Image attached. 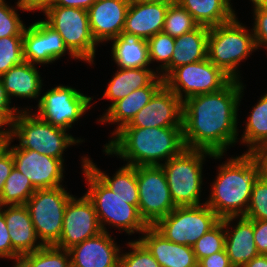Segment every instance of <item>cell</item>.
<instances>
[{"mask_svg": "<svg viewBox=\"0 0 267 267\" xmlns=\"http://www.w3.org/2000/svg\"><path fill=\"white\" fill-rule=\"evenodd\" d=\"M244 88L242 80L232 79L219 91L183 101L185 148L226 154L238 142V110Z\"/></svg>", "mask_w": 267, "mask_h": 267, "instance_id": "1", "label": "cell"}, {"mask_svg": "<svg viewBox=\"0 0 267 267\" xmlns=\"http://www.w3.org/2000/svg\"><path fill=\"white\" fill-rule=\"evenodd\" d=\"M103 148L106 155L119 156L136 167L161 166L185 145L182 127L122 128Z\"/></svg>", "mask_w": 267, "mask_h": 267, "instance_id": "2", "label": "cell"}, {"mask_svg": "<svg viewBox=\"0 0 267 267\" xmlns=\"http://www.w3.org/2000/svg\"><path fill=\"white\" fill-rule=\"evenodd\" d=\"M225 162V163H224ZM218 167L206 204L222 219L245 216L259 165L249 153L229 157Z\"/></svg>", "mask_w": 267, "mask_h": 267, "instance_id": "3", "label": "cell"}, {"mask_svg": "<svg viewBox=\"0 0 267 267\" xmlns=\"http://www.w3.org/2000/svg\"><path fill=\"white\" fill-rule=\"evenodd\" d=\"M82 173L87 181L86 196L94 205L100 226L109 232L105 225L117 228L121 233L142 234L149 226L141 217L138 207L115 194L85 165L86 156L81 157ZM122 230V231H121Z\"/></svg>", "mask_w": 267, "mask_h": 267, "instance_id": "4", "label": "cell"}, {"mask_svg": "<svg viewBox=\"0 0 267 267\" xmlns=\"http://www.w3.org/2000/svg\"><path fill=\"white\" fill-rule=\"evenodd\" d=\"M221 159L224 154L184 148L178 155L161 165L174 205L196 206L201 203L203 164L205 158Z\"/></svg>", "mask_w": 267, "mask_h": 267, "instance_id": "5", "label": "cell"}, {"mask_svg": "<svg viewBox=\"0 0 267 267\" xmlns=\"http://www.w3.org/2000/svg\"><path fill=\"white\" fill-rule=\"evenodd\" d=\"M256 50L252 29L248 30L237 17L209 28L207 58L232 79L241 80L239 63Z\"/></svg>", "mask_w": 267, "mask_h": 267, "instance_id": "6", "label": "cell"}, {"mask_svg": "<svg viewBox=\"0 0 267 267\" xmlns=\"http://www.w3.org/2000/svg\"><path fill=\"white\" fill-rule=\"evenodd\" d=\"M31 110L30 108L28 111H19L14 118L12 139L16 138L23 149L33 150L64 162V151L70 146L80 144L83 139H77L68 134L66 129L41 120Z\"/></svg>", "mask_w": 267, "mask_h": 267, "instance_id": "7", "label": "cell"}, {"mask_svg": "<svg viewBox=\"0 0 267 267\" xmlns=\"http://www.w3.org/2000/svg\"><path fill=\"white\" fill-rule=\"evenodd\" d=\"M43 19L62 37L68 50L79 60L95 64L97 43L89 27L88 11L63 6H46Z\"/></svg>", "mask_w": 267, "mask_h": 267, "instance_id": "8", "label": "cell"}, {"mask_svg": "<svg viewBox=\"0 0 267 267\" xmlns=\"http://www.w3.org/2000/svg\"><path fill=\"white\" fill-rule=\"evenodd\" d=\"M221 218L206 204L177 206L153 227L173 243L192 246L215 227Z\"/></svg>", "mask_w": 267, "mask_h": 267, "instance_id": "9", "label": "cell"}, {"mask_svg": "<svg viewBox=\"0 0 267 267\" xmlns=\"http://www.w3.org/2000/svg\"><path fill=\"white\" fill-rule=\"evenodd\" d=\"M72 196L66 187L59 186L37 189L26 202L37 237L44 246L59 241L66 205Z\"/></svg>", "mask_w": 267, "mask_h": 267, "instance_id": "10", "label": "cell"}, {"mask_svg": "<svg viewBox=\"0 0 267 267\" xmlns=\"http://www.w3.org/2000/svg\"><path fill=\"white\" fill-rule=\"evenodd\" d=\"M231 80L206 58L173 69L164 78V84L183 102L187 98L219 91Z\"/></svg>", "mask_w": 267, "mask_h": 267, "instance_id": "11", "label": "cell"}, {"mask_svg": "<svg viewBox=\"0 0 267 267\" xmlns=\"http://www.w3.org/2000/svg\"><path fill=\"white\" fill-rule=\"evenodd\" d=\"M93 98L71 86L59 84L42 94L35 114L41 120L68 131L91 109Z\"/></svg>", "mask_w": 267, "mask_h": 267, "instance_id": "12", "label": "cell"}, {"mask_svg": "<svg viewBox=\"0 0 267 267\" xmlns=\"http://www.w3.org/2000/svg\"><path fill=\"white\" fill-rule=\"evenodd\" d=\"M136 179L140 215L149 226H153L176 207L165 173L161 166H136Z\"/></svg>", "mask_w": 267, "mask_h": 267, "instance_id": "13", "label": "cell"}, {"mask_svg": "<svg viewBox=\"0 0 267 267\" xmlns=\"http://www.w3.org/2000/svg\"><path fill=\"white\" fill-rule=\"evenodd\" d=\"M101 232L103 230L91 200L85 193L80 198L73 195L66 205L60 239L54 246L68 250Z\"/></svg>", "mask_w": 267, "mask_h": 267, "instance_id": "14", "label": "cell"}, {"mask_svg": "<svg viewBox=\"0 0 267 267\" xmlns=\"http://www.w3.org/2000/svg\"><path fill=\"white\" fill-rule=\"evenodd\" d=\"M9 143L8 149L14 159V168L25 175L37 189L56 188L64 180V162L36 151L23 149L18 144Z\"/></svg>", "mask_w": 267, "mask_h": 267, "instance_id": "15", "label": "cell"}, {"mask_svg": "<svg viewBox=\"0 0 267 267\" xmlns=\"http://www.w3.org/2000/svg\"><path fill=\"white\" fill-rule=\"evenodd\" d=\"M183 102L165 84L123 128L182 127Z\"/></svg>", "mask_w": 267, "mask_h": 267, "instance_id": "16", "label": "cell"}, {"mask_svg": "<svg viewBox=\"0 0 267 267\" xmlns=\"http://www.w3.org/2000/svg\"><path fill=\"white\" fill-rule=\"evenodd\" d=\"M129 6L127 0H97L87 10L90 31L98 46L123 32Z\"/></svg>", "mask_w": 267, "mask_h": 267, "instance_id": "17", "label": "cell"}, {"mask_svg": "<svg viewBox=\"0 0 267 267\" xmlns=\"http://www.w3.org/2000/svg\"><path fill=\"white\" fill-rule=\"evenodd\" d=\"M109 233L103 231L68 249L71 267H119L121 248Z\"/></svg>", "mask_w": 267, "mask_h": 267, "instance_id": "18", "label": "cell"}, {"mask_svg": "<svg viewBox=\"0 0 267 267\" xmlns=\"http://www.w3.org/2000/svg\"><path fill=\"white\" fill-rule=\"evenodd\" d=\"M237 219V220H236ZM237 224H233L235 221ZM225 228V249L233 267H243L259 255L254 241V220L239 217L222 218Z\"/></svg>", "mask_w": 267, "mask_h": 267, "instance_id": "19", "label": "cell"}, {"mask_svg": "<svg viewBox=\"0 0 267 267\" xmlns=\"http://www.w3.org/2000/svg\"><path fill=\"white\" fill-rule=\"evenodd\" d=\"M138 240L161 267H198L192 246L169 241L153 226H148Z\"/></svg>", "mask_w": 267, "mask_h": 267, "instance_id": "20", "label": "cell"}, {"mask_svg": "<svg viewBox=\"0 0 267 267\" xmlns=\"http://www.w3.org/2000/svg\"><path fill=\"white\" fill-rule=\"evenodd\" d=\"M172 2H141L130 4L123 32L148 40L162 32L167 9Z\"/></svg>", "mask_w": 267, "mask_h": 267, "instance_id": "21", "label": "cell"}, {"mask_svg": "<svg viewBox=\"0 0 267 267\" xmlns=\"http://www.w3.org/2000/svg\"><path fill=\"white\" fill-rule=\"evenodd\" d=\"M164 85V79L159 75L149 86L132 91L128 96L115 102L97 120L100 123L116 124V129L110 139L124 126L128 125L134 116L152 99L154 94Z\"/></svg>", "mask_w": 267, "mask_h": 267, "instance_id": "22", "label": "cell"}, {"mask_svg": "<svg viewBox=\"0 0 267 267\" xmlns=\"http://www.w3.org/2000/svg\"><path fill=\"white\" fill-rule=\"evenodd\" d=\"M0 211L4 214L12 247L20 256L32 253L44 246L37 237L25 204L2 206Z\"/></svg>", "mask_w": 267, "mask_h": 267, "instance_id": "23", "label": "cell"}, {"mask_svg": "<svg viewBox=\"0 0 267 267\" xmlns=\"http://www.w3.org/2000/svg\"><path fill=\"white\" fill-rule=\"evenodd\" d=\"M209 28L198 25L194 30L174 38L171 63L159 74L163 79L175 68L207 58Z\"/></svg>", "mask_w": 267, "mask_h": 267, "instance_id": "24", "label": "cell"}, {"mask_svg": "<svg viewBox=\"0 0 267 267\" xmlns=\"http://www.w3.org/2000/svg\"><path fill=\"white\" fill-rule=\"evenodd\" d=\"M35 64L23 61L21 64L13 66L2 76L4 88L10 98L38 99L42 94L43 80ZM12 97V98H11Z\"/></svg>", "mask_w": 267, "mask_h": 267, "instance_id": "25", "label": "cell"}, {"mask_svg": "<svg viewBox=\"0 0 267 267\" xmlns=\"http://www.w3.org/2000/svg\"><path fill=\"white\" fill-rule=\"evenodd\" d=\"M159 73L150 67L118 68L108 82L102 98L111 101L108 109L117 101L128 96L132 91L149 86Z\"/></svg>", "mask_w": 267, "mask_h": 267, "instance_id": "26", "label": "cell"}, {"mask_svg": "<svg viewBox=\"0 0 267 267\" xmlns=\"http://www.w3.org/2000/svg\"><path fill=\"white\" fill-rule=\"evenodd\" d=\"M111 58L117 68L150 67L147 40L134 34L122 32L111 40Z\"/></svg>", "mask_w": 267, "mask_h": 267, "instance_id": "27", "label": "cell"}, {"mask_svg": "<svg viewBox=\"0 0 267 267\" xmlns=\"http://www.w3.org/2000/svg\"><path fill=\"white\" fill-rule=\"evenodd\" d=\"M200 26L214 27L231 21L237 14L231 0H175Z\"/></svg>", "mask_w": 267, "mask_h": 267, "instance_id": "28", "label": "cell"}, {"mask_svg": "<svg viewBox=\"0 0 267 267\" xmlns=\"http://www.w3.org/2000/svg\"><path fill=\"white\" fill-rule=\"evenodd\" d=\"M85 165L115 194L126 200H131V205L138 207L139 191L136 179V167L123 164L111 177L97 167L93 161L86 156Z\"/></svg>", "mask_w": 267, "mask_h": 267, "instance_id": "29", "label": "cell"}, {"mask_svg": "<svg viewBox=\"0 0 267 267\" xmlns=\"http://www.w3.org/2000/svg\"><path fill=\"white\" fill-rule=\"evenodd\" d=\"M245 124L243 134L238 139L241 144H247L248 153L254 147L267 142V92L252 107Z\"/></svg>", "mask_w": 267, "mask_h": 267, "instance_id": "30", "label": "cell"}, {"mask_svg": "<svg viewBox=\"0 0 267 267\" xmlns=\"http://www.w3.org/2000/svg\"><path fill=\"white\" fill-rule=\"evenodd\" d=\"M17 267H71L70 253L54 245L43 246L22 255Z\"/></svg>", "mask_w": 267, "mask_h": 267, "instance_id": "31", "label": "cell"}, {"mask_svg": "<svg viewBox=\"0 0 267 267\" xmlns=\"http://www.w3.org/2000/svg\"><path fill=\"white\" fill-rule=\"evenodd\" d=\"M36 189L30 180L20 171L13 168L6 179L0 197V207L8 205H23L34 194Z\"/></svg>", "mask_w": 267, "mask_h": 267, "instance_id": "32", "label": "cell"}, {"mask_svg": "<svg viewBox=\"0 0 267 267\" xmlns=\"http://www.w3.org/2000/svg\"><path fill=\"white\" fill-rule=\"evenodd\" d=\"M23 59L35 65L49 64L47 39L33 24L23 32Z\"/></svg>", "mask_w": 267, "mask_h": 267, "instance_id": "33", "label": "cell"}, {"mask_svg": "<svg viewBox=\"0 0 267 267\" xmlns=\"http://www.w3.org/2000/svg\"><path fill=\"white\" fill-rule=\"evenodd\" d=\"M16 6L6 3V0L0 2V38L9 36H23L26 25L20 18L17 9L23 12H31L24 1L17 0Z\"/></svg>", "mask_w": 267, "mask_h": 267, "instance_id": "34", "label": "cell"}, {"mask_svg": "<svg viewBox=\"0 0 267 267\" xmlns=\"http://www.w3.org/2000/svg\"><path fill=\"white\" fill-rule=\"evenodd\" d=\"M197 26L193 17L174 1L167 9L162 32L175 38L194 30Z\"/></svg>", "mask_w": 267, "mask_h": 267, "instance_id": "35", "label": "cell"}, {"mask_svg": "<svg viewBox=\"0 0 267 267\" xmlns=\"http://www.w3.org/2000/svg\"><path fill=\"white\" fill-rule=\"evenodd\" d=\"M149 60L152 64L154 61L161 62L156 67V71L160 74L170 63L174 51V37L164 32H159L147 40Z\"/></svg>", "mask_w": 267, "mask_h": 267, "instance_id": "36", "label": "cell"}, {"mask_svg": "<svg viewBox=\"0 0 267 267\" xmlns=\"http://www.w3.org/2000/svg\"><path fill=\"white\" fill-rule=\"evenodd\" d=\"M197 261L225 249V228L220 221L192 245Z\"/></svg>", "mask_w": 267, "mask_h": 267, "instance_id": "37", "label": "cell"}, {"mask_svg": "<svg viewBox=\"0 0 267 267\" xmlns=\"http://www.w3.org/2000/svg\"><path fill=\"white\" fill-rule=\"evenodd\" d=\"M23 61V36L0 38V76Z\"/></svg>", "mask_w": 267, "mask_h": 267, "instance_id": "38", "label": "cell"}, {"mask_svg": "<svg viewBox=\"0 0 267 267\" xmlns=\"http://www.w3.org/2000/svg\"><path fill=\"white\" fill-rule=\"evenodd\" d=\"M129 252H120L119 267H161L148 249L137 239L127 242Z\"/></svg>", "mask_w": 267, "mask_h": 267, "instance_id": "39", "label": "cell"}, {"mask_svg": "<svg viewBox=\"0 0 267 267\" xmlns=\"http://www.w3.org/2000/svg\"><path fill=\"white\" fill-rule=\"evenodd\" d=\"M47 39L49 49V64L53 63L67 53L74 60L77 58L68 50L60 34L50 27L44 20L32 23Z\"/></svg>", "mask_w": 267, "mask_h": 267, "instance_id": "40", "label": "cell"}, {"mask_svg": "<svg viewBox=\"0 0 267 267\" xmlns=\"http://www.w3.org/2000/svg\"><path fill=\"white\" fill-rule=\"evenodd\" d=\"M244 217L250 220H267V181L259 178L253 185Z\"/></svg>", "mask_w": 267, "mask_h": 267, "instance_id": "41", "label": "cell"}, {"mask_svg": "<svg viewBox=\"0 0 267 267\" xmlns=\"http://www.w3.org/2000/svg\"><path fill=\"white\" fill-rule=\"evenodd\" d=\"M252 13L254 14L252 32L257 50L261 47L267 49V7L254 9Z\"/></svg>", "mask_w": 267, "mask_h": 267, "instance_id": "42", "label": "cell"}, {"mask_svg": "<svg viewBox=\"0 0 267 267\" xmlns=\"http://www.w3.org/2000/svg\"><path fill=\"white\" fill-rule=\"evenodd\" d=\"M20 255L13 249L10 240L9 230L6 226L4 214L0 211V258L14 260L13 264L17 265Z\"/></svg>", "mask_w": 267, "mask_h": 267, "instance_id": "43", "label": "cell"}, {"mask_svg": "<svg viewBox=\"0 0 267 267\" xmlns=\"http://www.w3.org/2000/svg\"><path fill=\"white\" fill-rule=\"evenodd\" d=\"M254 241L258 253L267 255V220H254Z\"/></svg>", "mask_w": 267, "mask_h": 267, "instance_id": "44", "label": "cell"}, {"mask_svg": "<svg viewBox=\"0 0 267 267\" xmlns=\"http://www.w3.org/2000/svg\"><path fill=\"white\" fill-rule=\"evenodd\" d=\"M198 267H233L226 249L204 257L198 261Z\"/></svg>", "mask_w": 267, "mask_h": 267, "instance_id": "45", "label": "cell"}, {"mask_svg": "<svg viewBox=\"0 0 267 267\" xmlns=\"http://www.w3.org/2000/svg\"><path fill=\"white\" fill-rule=\"evenodd\" d=\"M12 101L4 88L1 76H0V110L13 122L19 111H28L29 108L11 107ZM20 109V110H19Z\"/></svg>", "mask_w": 267, "mask_h": 267, "instance_id": "46", "label": "cell"}, {"mask_svg": "<svg viewBox=\"0 0 267 267\" xmlns=\"http://www.w3.org/2000/svg\"><path fill=\"white\" fill-rule=\"evenodd\" d=\"M259 165L260 178L267 181V142L248 152Z\"/></svg>", "mask_w": 267, "mask_h": 267, "instance_id": "47", "label": "cell"}, {"mask_svg": "<svg viewBox=\"0 0 267 267\" xmlns=\"http://www.w3.org/2000/svg\"><path fill=\"white\" fill-rule=\"evenodd\" d=\"M14 168V159L11 151L8 149L0 157V197L4 188L6 179L10 176L11 170Z\"/></svg>", "mask_w": 267, "mask_h": 267, "instance_id": "48", "label": "cell"}, {"mask_svg": "<svg viewBox=\"0 0 267 267\" xmlns=\"http://www.w3.org/2000/svg\"><path fill=\"white\" fill-rule=\"evenodd\" d=\"M97 0H54L48 6H63L88 10Z\"/></svg>", "mask_w": 267, "mask_h": 267, "instance_id": "49", "label": "cell"}, {"mask_svg": "<svg viewBox=\"0 0 267 267\" xmlns=\"http://www.w3.org/2000/svg\"><path fill=\"white\" fill-rule=\"evenodd\" d=\"M12 125L13 122L0 110V135L12 136ZM4 126L7 128L5 129Z\"/></svg>", "mask_w": 267, "mask_h": 267, "instance_id": "50", "label": "cell"}, {"mask_svg": "<svg viewBox=\"0 0 267 267\" xmlns=\"http://www.w3.org/2000/svg\"><path fill=\"white\" fill-rule=\"evenodd\" d=\"M54 0H26V5L30 8L31 12L36 10L41 11L46 6L50 5Z\"/></svg>", "mask_w": 267, "mask_h": 267, "instance_id": "51", "label": "cell"}, {"mask_svg": "<svg viewBox=\"0 0 267 267\" xmlns=\"http://www.w3.org/2000/svg\"><path fill=\"white\" fill-rule=\"evenodd\" d=\"M243 267H267V255L259 254Z\"/></svg>", "mask_w": 267, "mask_h": 267, "instance_id": "52", "label": "cell"}, {"mask_svg": "<svg viewBox=\"0 0 267 267\" xmlns=\"http://www.w3.org/2000/svg\"><path fill=\"white\" fill-rule=\"evenodd\" d=\"M12 136L0 135V157L8 150Z\"/></svg>", "mask_w": 267, "mask_h": 267, "instance_id": "53", "label": "cell"}, {"mask_svg": "<svg viewBox=\"0 0 267 267\" xmlns=\"http://www.w3.org/2000/svg\"><path fill=\"white\" fill-rule=\"evenodd\" d=\"M253 4V10L257 8H265L267 7V0H250Z\"/></svg>", "mask_w": 267, "mask_h": 267, "instance_id": "54", "label": "cell"}, {"mask_svg": "<svg viewBox=\"0 0 267 267\" xmlns=\"http://www.w3.org/2000/svg\"><path fill=\"white\" fill-rule=\"evenodd\" d=\"M130 4L135 3H141V2H157V1H163V2H174L175 0H127Z\"/></svg>", "mask_w": 267, "mask_h": 267, "instance_id": "55", "label": "cell"}]
</instances>
